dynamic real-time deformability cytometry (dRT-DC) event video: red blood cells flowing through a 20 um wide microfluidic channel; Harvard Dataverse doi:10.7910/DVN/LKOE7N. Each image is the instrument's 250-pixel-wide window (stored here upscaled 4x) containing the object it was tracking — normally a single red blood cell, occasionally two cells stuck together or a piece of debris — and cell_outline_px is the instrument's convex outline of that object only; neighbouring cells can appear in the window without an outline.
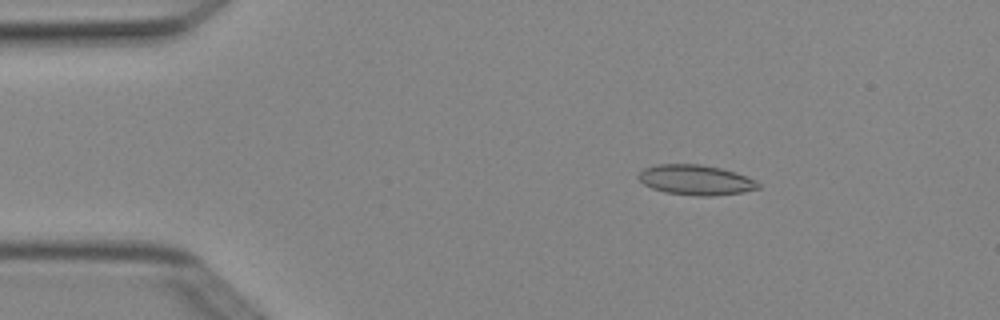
{"species": "Egyptian fruit bat (a non-hibernating species)", "species_latin": "Rousettus aegyptiacus", "temperature_condition": "cold", "stored_images_in_passage": 4, "camera_frame_rate_fps": 3000, "um_per_image_px": 0.085, "animal": {"sex": "female"}, "frame": {"image": 1, "passage_image": 2, "time_ms": 0.333, "image_size_px": [1000, 320], "cell_outline_px": [[760, 188], [744, 192], [716, 196], [696, 196], [664, 192], [652, 188], [644, 184], [636, 176], [644, 168], [656, 164], [700, 164], [720, 168], [736, 172], [756, 180], [760, 184]], "centroid_in_image_um": [59.15, 15.3], "position_along_channel_um": 25.8, "area_um2": 21.21}}